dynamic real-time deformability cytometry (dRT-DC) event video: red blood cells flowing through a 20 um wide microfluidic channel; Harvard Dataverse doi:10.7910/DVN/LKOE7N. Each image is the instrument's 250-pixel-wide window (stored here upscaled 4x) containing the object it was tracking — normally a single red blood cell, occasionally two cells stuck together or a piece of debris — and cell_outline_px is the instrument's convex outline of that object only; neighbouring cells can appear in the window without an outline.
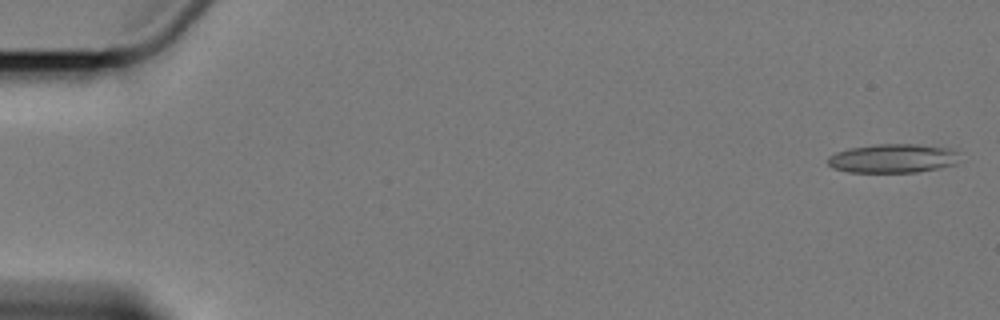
{"species": "Egyptian fruit bat (a non-hibernating species)", "species_latin": "Rousettus aegyptiacus", "temperature_condition": "cold", "stored_images_in_passage": 9, "camera_frame_rate_fps": 3000, "um_per_image_px": 0.085, "animal": {"sex": "female"}, "frame": {"image": 1, "passage_image": 1, "time_ms": 0.0, "image_size_px": [1000, 320], "cell_outline_px": [[956, 164], [940, 168], [916, 172], [848, 172], [832, 168], [828, 164], [828, 156], [836, 152], [848, 148], [880, 144], [912, 144], [948, 148], [956, 152]], "centroid_in_image_um": [75.83, 13.47], "position_along_channel_um": 9.2, "area_um2": 22.02}}
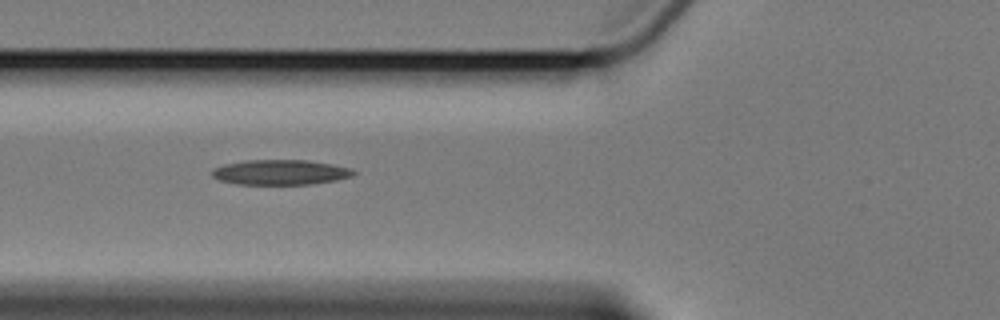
{"frame": {"image": 2, "passage_image": 7, "time_ms": 7.0, "image_size_px": [1000, 320], "cell_outline_px": [[356, 172], [352, 176], [336, 180], [312, 184], [236, 184], [220, 180], [212, 176], [212, 168], [224, 164], [244, 160], [308, 160], [332, 164], [352, 168]], "centroid_in_image_um": [23.83, 14.64], "position_along_channel_um": 102.0, "area_um2": 20.75}}
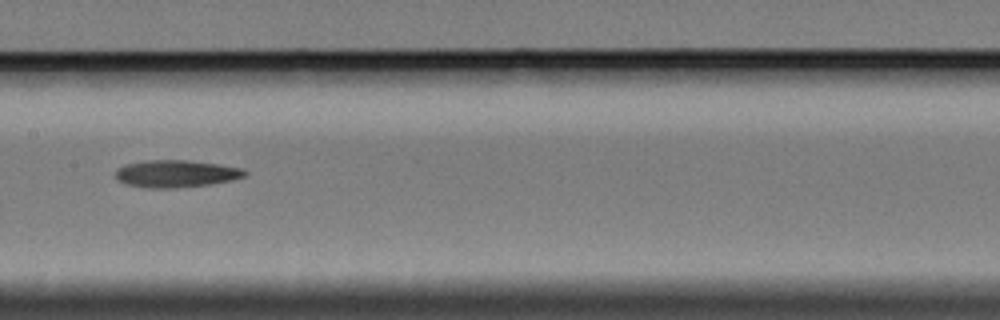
{"frame": {"image": 3, "passage_image": 9, "time_ms": 9.667, "image_size_px": [1000, 320], "cell_outline_px": [[248, 172], [244, 176], [232, 180], [208, 184], [176, 188], [148, 188], [128, 184], [120, 180], [116, 176], [116, 168], [124, 164], [144, 160], [188, 160], [244, 168]], "centroid_in_image_um": [14.96, 14.75], "position_along_channel_um": 192.4, "area_um2": 20.46}}